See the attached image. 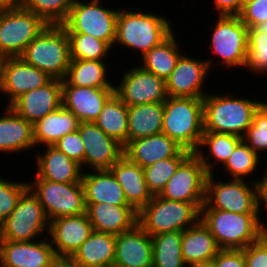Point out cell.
Listing matches in <instances>:
<instances>
[{
	"label": "cell",
	"mask_w": 267,
	"mask_h": 267,
	"mask_svg": "<svg viewBox=\"0 0 267 267\" xmlns=\"http://www.w3.org/2000/svg\"><path fill=\"white\" fill-rule=\"evenodd\" d=\"M28 188L42 204L49 221L86 213L82 182L58 183L36 175L33 181L28 182Z\"/></svg>",
	"instance_id": "cell-11"
},
{
	"label": "cell",
	"mask_w": 267,
	"mask_h": 267,
	"mask_svg": "<svg viewBox=\"0 0 267 267\" xmlns=\"http://www.w3.org/2000/svg\"><path fill=\"white\" fill-rule=\"evenodd\" d=\"M238 16L248 29L265 22L267 20V0H254L244 4Z\"/></svg>",
	"instance_id": "cell-46"
},
{
	"label": "cell",
	"mask_w": 267,
	"mask_h": 267,
	"mask_svg": "<svg viewBox=\"0 0 267 267\" xmlns=\"http://www.w3.org/2000/svg\"><path fill=\"white\" fill-rule=\"evenodd\" d=\"M118 85H114L115 94L127 106L164 102L168 97L166 81L139 64L125 70Z\"/></svg>",
	"instance_id": "cell-14"
},
{
	"label": "cell",
	"mask_w": 267,
	"mask_h": 267,
	"mask_svg": "<svg viewBox=\"0 0 267 267\" xmlns=\"http://www.w3.org/2000/svg\"><path fill=\"white\" fill-rule=\"evenodd\" d=\"M164 102L128 106L127 143L162 133Z\"/></svg>",
	"instance_id": "cell-33"
},
{
	"label": "cell",
	"mask_w": 267,
	"mask_h": 267,
	"mask_svg": "<svg viewBox=\"0 0 267 267\" xmlns=\"http://www.w3.org/2000/svg\"><path fill=\"white\" fill-rule=\"evenodd\" d=\"M22 5V0H0V11L9 10Z\"/></svg>",
	"instance_id": "cell-52"
},
{
	"label": "cell",
	"mask_w": 267,
	"mask_h": 267,
	"mask_svg": "<svg viewBox=\"0 0 267 267\" xmlns=\"http://www.w3.org/2000/svg\"><path fill=\"white\" fill-rule=\"evenodd\" d=\"M265 170L262 178L260 177L259 180L253 178L248 182L237 179L221 182V179L216 178L215 173L208 174L205 203L201 209H218L234 213H259V186L267 179V167Z\"/></svg>",
	"instance_id": "cell-6"
},
{
	"label": "cell",
	"mask_w": 267,
	"mask_h": 267,
	"mask_svg": "<svg viewBox=\"0 0 267 267\" xmlns=\"http://www.w3.org/2000/svg\"><path fill=\"white\" fill-rule=\"evenodd\" d=\"M176 36L177 33L175 35L173 31L159 45L140 57L142 60L140 66L166 81L175 69L177 60L183 54L179 49L180 44Z\"/></svg>",
	"instance_id": "cell-34"
},
{
	"label": "cell",
	"mask_w": 267,
	"mask_h": 267,
	"mask_svg": "<svg viewBox=\"0 0 267 267\" xmlns=\"http://www.w3.org/2000/svg\"><path fill=\"white\" fill-rule=\"evenodd\" d=\"M200 219L215 237L220 249L243 250L261 238L259 213L200 209Z\"/></svg>",
	"instance_id": "cell-4"
},
{
	"label": "cell",
	"mask_w": 267,
	"mask_h": 267,
	"mask_svg": "<svg viewBox=\"0 0 267 267\" xmlns=\"http://www.w3.org/2000/svg\"><path fill=\"white\" fill-rule=\"evenodd\" d=\"M122 187L128 204L139 212L153 197L148 190L143 168L122 156L109 169Z\"/></svg>",
	"instance_id": "cell-25"
},
{
	"label": "cell",
	"mask_w": 267,
	"mask_h": 267,
	"mask_svg": "<svg viewBox=\"0 0 267 267\" xmlns=\"http://www.w3.org/2000/svg\"><path fill=\"white\" fill-rule=\"evenodd\" d=\"M152 237L153 267H187L182 251V232H165Z\"/></svg>",
	"instance_id": "cell-37"
},
{
	"label": "cell",
	"mask_w": 267,
	"mask_h": 267,
	"mask_svg": "<svg viewBox=\"0 0 267 267\" xmlns=\"http://www.w3.org/2000/svg\"><path fill=\"white\" fill-rule=\"evenodd\" d=\"M94 123L123 147L127 144L128 106L115 93L106 101Z\"/></svg>",
	"instance_id": "cell-36"
},
{
	"label": "cell",
	"mask_w": 267,
	"mask_h": 267,
	"mask_svg": "<svg viewBox=\"0 0 267 267\" xmlns=\"http://www.w3.org/2000/svg\"><path fill=\"white\" fill-rule=\"evenodd\" d=\"M51 79L45 72L29 65L20 56L4 57L1 65L0 92L7 95V106H11L23 94L43 87Z\"/></svg>",
	"instance_id": "cell-16"
},
{
	"label": "cell",
	"mask_w": 267,
	"mask_h": 267,
	"mask_svg": "<svg viewBox=\"0 0 267 267\" xmlns=\"http://www.w3.org/2000/svg\"><path fill=\"white\" fill-rule=\"evenodd\" d=\"M162 133L194 153L204 133L203 98L167 97Z\"/></svg>",
	"instance_id": "cell-3"
},
{
	"label": "cell",
	"mask_w": 267,
	"mask_h": 267,
	"mask_svg": "<svg viewBox=\"0 0 267 267\" xmlns=\"http://www.w3.org/2000/svg\"><path fill=\"white\" fill-rule=\"evenodd\" d=\"M3 57L0 56V87H1V65H2Z\"/></svg>",
	"instance_id": "cell-54"
},
{
	"label": "cell",
	"mask_w": 267,
	"mask_h": 267,
	"mask_svg": "<svg viewBox=\"0 0 267 267\" xmlns=\"http://www.w3.org/2000/svg\"><path fill=\"white\" fill-rule=\"evenodd\" d=\"M28 189V182L10 181L0 177V224L16 208L22 194Z\"/></svg>",
	"instance_id": "cell-44"
},
{
	"label": "cell",
	"mask_w": 267,
	"mask_h": 267,
	"mask_svg": "<svg viewBox=\"0 0 267 267\" xmlns=\"http://www.w3.org/2000/svg\"><path fill=\"white\" fill-rule=\"evenodd\" d=\"M115 235L93 230L89 238L71 257L79 267L114 265Z\"/></svg>",
	"instance_id": "cell-31"
},
{
	"label": "cell",
	"mask_w": 267,
	"mask_h": 267,
	"mask_svg": "<svg viewBox=\"0 0 267 267\" xmlns=\"http://www.w3.org/2000/svg\"><path fill=\"white\" fill-rule=\"evenodd\" d=\"M200 219V210L193 204L168 200L153 195L138 212V224L150 235L182 232Z\"/></svg>",
	"instance_id": "cell-7"
},
{
	"label": "cell",
	"mask_w": 267,
	"mask_h": 267,
	"mask_svg": "<svg viewBox=\"0 0 267 267\" xmlns=\"http://www.w3.org/2000/svg\"><path fill=\"white\" fill-rule=\"evenodd\" d=\"M207 176L205 166L192 153L169 178L158 196L193 203L200 210L205 203Z\"/></svg>",
	"instance_id": "cell-13"
},
{
	"label": "cell",
	"mask_w": 267,
	"mask_h": 267,
	"mask_svg": "<svg viewBox=\"0 0 267 267\" xmlns=\"http://www.w3.org/2000/svg\"><path fill=\"white\" fill-rule=\"evenodd\" d=\"M50 267H79L71 257H56Z\"/></svg>",
	"instance_id": "cell-51"
},
{
	"label": "cell",
	"mask_w": 267,
	"mask_h": 267,
	"mask_svg": "<svg viewBox=\"0 0 267 267\" xmlns=\"http://www.w3.org/2000/svg\"><path fill=\"white\" fill-rule=\"evenodd\" d=\"M187 267H214L213 260L202 261L188 265Z\"/></svg>",
	"instance_id": "cell-53"
},
{
	"label": "cell",
	"mask_w": 267,
	"mask_h": 267,
	"mask_svg": "<svg viewBox=\"0 0 267 267\" xmlns=\"http://www.w3.org/2000/svg\"><path fill=\"white\" fill-rule=\"evenodd\" d=\"M243 251L247 267H267V238L261 237Z\"/></svg>",
	"instance_id": "cell-47"
},
{
	"label": "cell",
	"mask_w": 267,
	"mask_h": 267,
	"mask_svg": "<svg viewBox=\"0 0 267 267\" xmlns=\"http://www.w3.org/2000/svg\"><path fill=\"white\" fill-rule=\"evenodd\" d=\"M106 60L71 59L65 81L69 85L93 88H114L108 80Z\"/></svg>",
	"instance_id": "cell-35"
},
{
	"label": "cell",
	"mask_w": 267,
	"mask_h": 267,
	"mask_svg": "<svg viewBox=\"0 0 267 267\" xmlns=\"http://www.w3.org/2000/svg\"><path fill=\"white\" fill-rule=\"evenodd\" d=\"M183 148L164 133L129 141L123 155L142 168L176 156Z\"/></svg>",
	"instance_id": "cell-24"
},
{
	"label": "cell",
	"mask_w": 267,
	"mask_h": 267,
	"mask_svg": "<svg viewBox=\"0 0 267 267\" xmlns=\"http://www.w3.org/2000/svg\"><path fill=\"white\" fill-rule=\"evenodd\" d=\"M118 11L105 8L100 0L89 2L76 0L67 19L61 25L66 33L90 34L96 39L107 42L113 48Z\"/></svg>",
	"instance_id": "cell-12"
},
{
	"label": "cell",
	"mask_w": 267,
	"mask_h": 267,
	"mask_svg": "<svg viewBox=\"0 0 267 267\" xmlns=\"http://www.w3.org/2000/svg\"><path fill=\"white\" fill-rule=\"evenodd\" d=\"M214 65L212 58L199 60L183 53L177 60L175 69L166 80V91L169 97L204 98L206 77ZM205 81V82H204Z\"/></svg>",
	"instance_id": "cell-15"
},
{
	"label": "cell",
	"mask_w": 267,
	"mask_h": 267,
	"mask_svg": "<svg viewBox=\"0 0 267 267\" xmlns=\"http://www.w3.org/2000/svg\"><path fill=\"white\" fill-rule=\"evenodd\" d=\"M217 19L216 24L211 26L212 33L208 47L215 57H219L217 65L222 64L221 66L224 65L228 69L239 67L245 69L248 28L238 15H218Z\"/></svg>",
	"instance_id": "cell-8"
},
{
	"label": "cell",
	"mask_w": 267,
	"mask_h": 267,
	"mask_svg": "<svg viewBox=\"0 0 267 267\" xmlns=\"http://www.w3.org/2000/svg\"><path fill=\"white\" fill-rule=\"evenodd\" d=\"M62 106V80L51 79L43 87L19 97L10 107L22 118L34 124Z\"/></svg>",
	"instance_id": "cell-21"
},
{
	"label": "cell",
	"mask_w": 267,
	"mask_h": 267,
	"mask_svg": "<svg viewBox=\"0 0 267 267\" xmlns=\"http://www.w3.org/2000/svg\"><path fill=\"white\" fill-rule=\"evenodd\" d=\"M212 260L214 267H247L243 250L221 249Z\"/></svg>",
	"instance_id": "cell-48"
},
{
	"label": "cell",
	"mask_w": 267,
	"mask_h": 267,
	"mask_svg": "<svg viewBox=\"0 0 267 267\" xmlns=\"http://www.w3.org/2000/svg\"><path fill=\"white\" fill-rule=\"evenodd\" d=\"M52 79L64 80L71 62L69 38L62 25H47L20 56Z\"/></svg>",
	"instance_id": "cell-5"
},
{
	"label": "cell",
	"mask_w": 267,
	"mask_h": 267,
	"mask_svg": "<svg viewBox=\"0 0 267 267\" xmlns=\"http://www.w3.org/2000/svg\"><path fill=\"white\" fill-rule=\"evenodd\" d=\"M115 88H93L69 85L62 80V106L79 122H95Z\"/></svg>",
	"instance_id": "cell-20"
},
{
	"label": "cell",
	"mask_w": 267,
	"mask_h": 267,
	"mask_svg": "<svg viewBox=\"0 0 267 267\" xmlns=\"http://www.w3.org/2000/svg\"><path fill=\"white\" fill-rule=\"evenodd\" d=\"M47 25L23 5L0 11V56H21Z\"/></svg>",
	"instance_id": "cell-10"
},
{
	"label": "cell",
	"mask_w": 267,
	"mask_h": 267,
	"mask_svg": "<svg viewBox=\"0 0 267 267\" xmlns=\"http://www.w3.org/2000/svg\"><path fill=\"white\" fill-rule=\"evenodd\" d=\"M263 204V205H262ZM261 206H265L264 209H267V179L264 180L259 186V230L261 237L267 238V224L262 221L260 217Z\"/></svg>",
	"instance_id": "cell-50"
},
{
	"label": "cell",
	"mask_w": 267,
	"mask_h": 267,
	"mask_svg": "<svg viewBox=\"0 0 267 267\" xmlns=\"http://www.w3.org/2000/svg\"><path fill=\"white\" fill-rule=\"evenodd\" d=\"M53 146L84 169V145L78 130L61 137Z\"/></svg>",
	"instance_id": "cell-45"
},
{
	"label": "cell",
	"mask_w": 267,
	"mask_h": 267,
	"mask_svg": "<svg viewBox=\"0 0 267 267\" xmlns=\"http://www.w3.org/2000/svg\"><path fill=\"white\" fill-rule=\"evenodd\" d=\"M79 121L69 110L60 106L33 124L35 148L53 146L61 137L78 129Z\"/></svg>",
	"instance_id": "cell-30"
},
{
	"label": "cell",
	"mask_w": 267,
	"mask_h": 267,
	"mask_svg": "<svg viewBox=\"0 0 267 267\" xmlns=\"http://www.w3.org/2000/svg\"><path fill=\"white\" fill-rule=\"evenodd\" d=\"M254 0H243V5Z\"/></svg>",
	"instance_id": "cell-55"
},
{
	"label": "cell",
	"mask_w": 267,
	"mask_h": 267,
	"mask_svg": "<svg viewBox=\"0 0 267 267\" xmlns=\"http://www.w3.org/2000/svg\"><path fill=\"white\" fill-rule=\"evenodd\" d=\"M213 9L218 15H238L243 7V0H213Z\"/></svg>",
	"instance_id": "cell-49"
},
{
	"label": "cell",
	"mask_w": 267,
	"mask_h": 267,
	"mask_svg": "<svg viewBox=\"0 0 267 267\" xmlns=\"http://www.w3.org/2000/svg\"><path fill=\"white\" fill-rule=\"evenodd\" d=\"M93 232L86 213L54 218L49 224V239L57 257H72Z\"/></svg>",
	"instance_id": "cell-19"
},
{
	"label": "cell",
	"mask_w": 267,
	"mask_h": 267,
	"mask_svg": "<svg viewBox=\"0 0 267 267\" xmlns=\"http://www.w3.org/2000/svg\"><path fill=\"white\" fill-rule=\"evenodd\" d=\"M71 59L106 60L112 47L90 34L67 33ZM111 50V51H110Z\"/></svg>",
	"instance_id": "cell-40"
},
{
	"label": "cell",
	"mask_w": 267,
	"mask_h": 267,
	"mask_svg": "<svg viewBox=\"0 0 267 267\" xmlns=\"http://www.w3.org/2000/svg\"><path fill=\"white\" fill-rule=\"evenodd\" d=\"M248 52L245 68L253 73L267 74V20L248 29Z\"/></svg>",
	"instance_id": "cell-39"
},
{
	"label": "cell",
	"mask_w": 267,
	"mask_h": 267,
	"mask_svg": "<svg viewBox=\"0 0 267 267\" xmlns=\"http://www.w3.org/2000/svg\"><path fill=\"white\" fill-rule=\"evenodd\" d=\"M43 238L27 242L0 240V267H50L57 256L48 235Z\"/></svg>",
	"instance_id": "cell-18"
},
{
	"label": "cell",
	"mask_w": 267,
	"mask_h": 267,
	"mask_svg": "<svg viewBox=\"0 0 267 267\" xmlns=\"http://www.w3.org/2000/svg\"><path fill=\"white\" fill-rule=\"evenodd\" d=\"M171 21L156 12L119 10L116 21V38L113 47L122 45L137 50L142 57L159 45L174 30ZM117 43V44H116Z\"/></svg>",
	"instance_id": "cell-2"
},
{
	"label": "cell",
	"mask_w": 267,
	"mask_h": 267,
	"mask_svg": "<svg viewBox=\"0 0 267 267\" xmlns=\"http://www.w3.org/2000/svg\"><path fill=\"white\" fill-rule=\"evenodd\" d=\"M220 250L215 237L201 219L182 231L181 251L187 266L212 260Z\"/></svg>",
	"instance_id": "cell-29"
},
{
	"label": "cell",
	"mask_w": 267,
	"mask_h": 267,
	"mask_svg": "<svg viewBox=\"0 0 267 267\" xmlns=\"http://www.w3.org/2000/svg\"><path fill=\"white\" fill-rule=\"evenodd\" d=\"M42 154L35 158L36 175L40 179L58 183L82 182L83 169L80 164L67 157L55 146H43Z\"/></svg>",
	"instance_id": "cell-26"
},
{
	"label": "cell",
	"mask_w": 267,
	"mask_h": 267,
	"mask_svg": "<svg viewBox=\"0 0 267 267\" xmlns=\"http://www.w3.org/2000/svg\"><path fill=\"white\" fill-rule=\"evenodd\" d=\"M115 241L116 267H153L152 237L138 223L115 235Z\"/></svg>",
	"instance_id": "cell-22"
},
{
	"label": "cell",
	"mask_w": 267,
	"mask_h": 267,
	"mask_svg": "<svg viewBox=\"0 0 267 267\" xmlns=\"http://www.w3.org/2000/svg\"><path fill=\"white\" fill-rule=\"evenodd\" d=\"M104 267H116L115 265H110V266H104Z\"/></svg>",
	"instance_id": "cell-56"
},
{
	"label": "cell",
	"mask_w": 267,
	"mask_h": 267,
	"mask_svg": "<svg viewBox=\"0 0 267 267\" xmlns=\"http://www.w3.org/2000/svg\"><path fill=\"white\" fill-rule=\"evenodd\" d=\"M86 214L93 230L119 235L131 230L138 223V212L130 205L85 203Z\"/></svg>",
	"instance_id": "cell-23"
},
{
	"label": "cell",
	"mask_w": 267,
	"mask_h": 267,
	"mask_svg": "<svg viewBox=\"0 0 267 267\" xmlns=\"http://www.w3.org/2000/svg\"><path fill=\"white\" fill-rule=\"evenodd\" d=\"M241 141L242 137L236 135L204 131L200 144L194 154L205 166L207 173L214 174L213 168H216L215 165L219 164L220 166V163L224 165ZM205 147L208 153L203 152L202 148Z\"/></svg>",
	"instance_id": "cell-32"
},
{
	"label": "cell",
	"mask_w": 267,
	"mask_h": 267,
	"mask_svg": "<svg viewBox=\"0 0 267 267\" xmlns=\"http://www.w3.org/2000/svg\"><path fill=\"white\" fill-rule=\"evenodd\" d=\"M242 140L255 152L267 151V101L254 113L253 122Z\"/></svg>",
	"instance_id": "cell-43"
},
{
	"label": "cell",
	"mask_w": 267,
	"mask_h": 267,
	"mask_svg": "<svg viewBox=\"0 0 267 267\" xmlns=\"http://www.w3.org/2000/svg\"><path fill=\"white\" fill-rule=\"evenodd\" d=\"M84 169L82 184L85 203L129 205L124 191L110 170ZM90 172V173H89Z\"/></svg>",
	"instance_id": "cell-28"
},
{
	"label": "cell",
	"mask_w": 267,
	"mask_h": 267,
	"mask_svg": "<svg viewBox=\"0 0 267 267\" xmlns=\"http://www.w3.org/2000/svg\"><path fill=\"white\" fill-rule=\"evenodd\" d=\"M261 156L255 153L243 140L235 147L232 154L222 166L223 173L230 174L231 179L246 180L259 168ZM246 177V178H245Z\"/></svg>",
	"instance_id": "cell-41"
},
{
	"label": "cell",
	"mask_w": 267,
	"mask_h": 267,
	"mask_svg": "<svg viewBox=\"0 0 267 267\" xmlns=\"http://www.w3.org/2000/svg\"><path fill=\"white\" fill-rule=\"evenodd\" d=\"M49 224L38 198L28 188L19 198L16 208L0 224V240L27 242L41 239Z\"/></svg>",
	"instance_id": "cell-9"
},
{
	"label": "cell",
	"mask_w": 267,
	"mask_h": 267,
	"mask_svg": "<svg viewBox=\"0 0 267 267\" xmlns=\"http://www.w3.org/2000/svg\"><path fill=\"white\" fill-rule=\"evenodd\" d=\"M207 93L203 98L204 131L243 137L253 122L254 113L265 101Z\"/></svg>",
	"instance_id": "cell-1"
},
{
	"label": "cell",
	"mask_w": 267,
	"mask_h": 267,
	"mask_svg": "<svg viewBox=\"0 0 267 267\" xmlns=\"http://www.w3.org/2000/svg\"><path fill=\"white\" fill-rule=\"evenodd\" d=\"M4 109L0 116V154L10 155L34 148L33 124L20 117L12 107Z\"/></svg>",
	"instance_id": "cell-27"
},
{
	"label": "cell",
	"mask_w": 267,
	"mask_h": 267,
	"mask_svg": "<svg viewBox=\"0 0 267 267\" xmlns=\"http://www.w3.org/2000/svg\"><path fill=\"white\" fill-rule=\"evenodd\" d=\"M77 130L83 140L85 168L109 170L123 156L124 147L94 122H79Z\"/></svg>",
	"instance_id": "cell-17"
},
{
	"label": "cell",
	"mask_w": 267,
	"mask_h": 267,
	"mask_svg": "<svg viewBox=\"0 0 267 267\" xmlns=\"http://www.w3.org/2000/svg\"><path fill=\"white\" fill-rule=\"evenodd\" d=\"M191 154L192 152L182 149L174 157L162 159L143 168L145 181L152 195H158L161 192L169 178Z\"/></svg>",
	"instance_id": "cell-38"
},
{
	"label": "cell",
	"mask_w": 267,
	"mask_h": 267,
	"mask_svg": "<svg viewBox=\"0 0 267 267\" xmlns=\"http://www.w3.org/2000/svg\"><path fill=\"white\" fill-rule=\"evenodd\" d=\"M76 0H23L22 5L49 25H61Z\"/></svg>",
	"instance_id": "cell-42"
}]
</instances>
